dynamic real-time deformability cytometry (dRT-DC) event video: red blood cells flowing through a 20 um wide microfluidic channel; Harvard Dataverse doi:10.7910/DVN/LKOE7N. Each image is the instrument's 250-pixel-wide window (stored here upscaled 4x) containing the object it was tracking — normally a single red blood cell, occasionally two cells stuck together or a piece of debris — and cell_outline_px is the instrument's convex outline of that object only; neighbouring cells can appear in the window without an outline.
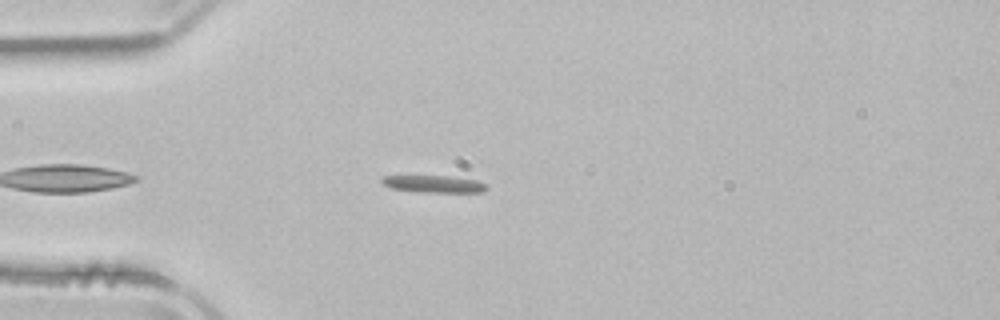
{"species": "common noctule bat (a hibernating species)", "species_latin": "Nyctalus noctula", "temperature_condition": "room temperature", "stored_images_in_passage": 29, "segment_of_instrument_passage": [1, 2], "camera_frame_rate_fps": 3000, "um_per_image_px": 0.085, "animal": {"sex": "male", "body_mass_g": 21.5, "forearm_length_mm": 52.0}, "frame": {"image": 1, "passage_image": 4, "time_ms": 1.0, "image_size_px": [1000, 320], "cell_outline_px": [[488, 188], [484, 192], [420, 192], [392, 188], [384, 184], [380, 180], [380, 176], [452, 176], [476, 180], [484, 184]], "centroid_in_image_um": [36.88, 15.63], "position_along_channel_um": 48.1, "area_um2": 10.4}}